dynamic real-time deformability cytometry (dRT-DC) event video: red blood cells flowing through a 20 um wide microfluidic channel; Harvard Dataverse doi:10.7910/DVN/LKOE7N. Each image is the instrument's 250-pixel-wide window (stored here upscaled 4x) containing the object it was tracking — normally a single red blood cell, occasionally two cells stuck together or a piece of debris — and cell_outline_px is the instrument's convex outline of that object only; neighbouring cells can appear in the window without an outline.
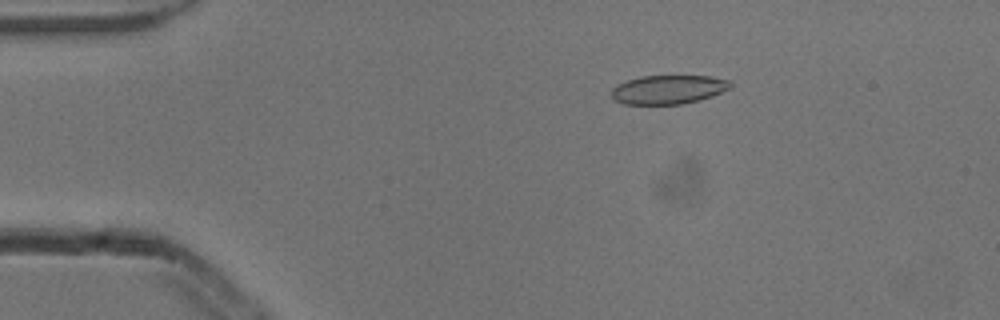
{"species": "common noctule bat (a hibernating species)", "species_latin": "Nyctalus noctula", "temperature_condition": "cold", "stored_images_in_passage": 9, "camera_frame_rate_fps": 3000, "um_per_image_px": 0.085, "animal": {"sex": "male", "body_mass_g": 13.3}, "frame": {"image": 1, "passage_image": 3, "time_ms": 0.667, "image_size_px": [1000, 320], "cell_outline_px": [[732, 88], [712, 96], [700, 100], [684, 104], [624, 104], [612, 100], [612, 88], [616, 84], [640, 76], [712, 76], [728, 80], [732, 84]], "centroid_in_image_um": [56.81, 7.61], "position_along_channel_um": 28.2, "area_um2": 20.23}}
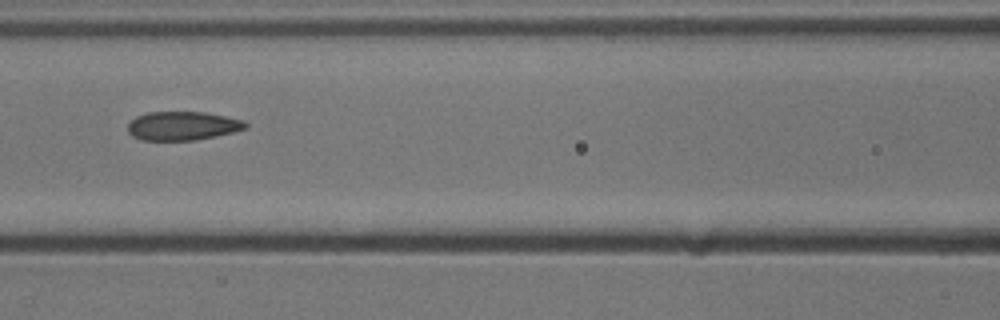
{"frame": {"image": 2, "passage_image": 7, "time_ms": 2.0, "image_size_px": [1000, 320], "cell_outline_px": [[248, 128], [232, 132], [196, 140], [140, 140], [132, 136], [128, 132], [128, 124], [136, 116], [148, 112], [204, 112], [244, 120], [248, 124]], "centroid_in_image_um": [15.51, 10.7], "position_along_channel_um": 151.1, "area_um2": 19.71}}
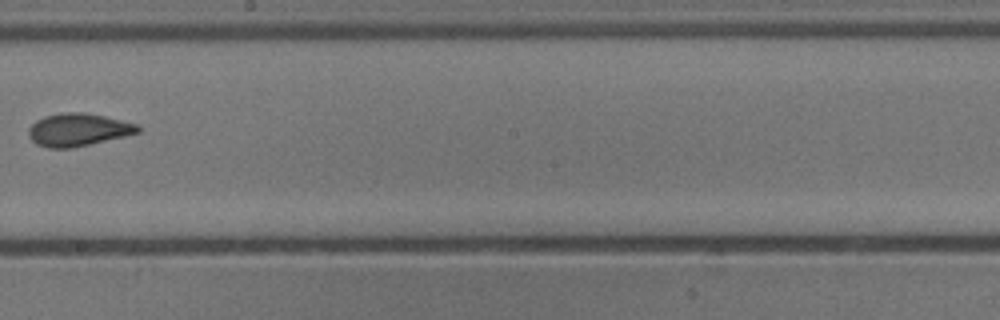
{"frame": {"image": 3, "passage_image": 9, "time_ms": 2.667, "image_size_px": [1000, 320], "cell_outline_px": [[140, 132], [124, 136], [72, 148], [48, 148], [36, 144], [28, 136], [28, 128], [36, 120], [44, 116], [60, 112], [84, 112], [104, 116], [136, 124], [140, 128]], "centroid_in_image_um": [6.59, 11.02], "position_along_channel_um": 241.6, "area_um2": 20.81}}